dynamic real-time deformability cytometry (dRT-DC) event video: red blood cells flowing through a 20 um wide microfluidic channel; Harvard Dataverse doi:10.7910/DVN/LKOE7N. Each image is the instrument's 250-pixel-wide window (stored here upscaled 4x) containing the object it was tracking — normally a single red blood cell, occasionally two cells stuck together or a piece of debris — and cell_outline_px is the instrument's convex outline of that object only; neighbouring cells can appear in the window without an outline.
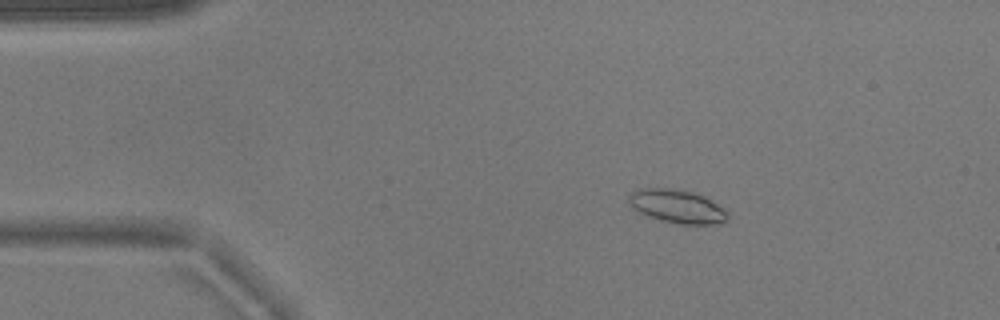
{"species": "common noctule bat (a hibernating species)", "species_latin": "Nyctalus noctula", "temperature_condition": "warm", "stored_images_in_passage": 54, "camera_frame_rate_fps": 3000, "um_per_image_px": 0.085, "animal": {"sex": "male", "body_mass_g": 17.9}, "frame": {"image": 1, "passage_image": 10, "time_ms": 3.0, "image_size_px": [1000, 320], "cell_outline_px": [[728, 220], [716, 224], [680, 224], [648, 216], [632, 208], [628, 200], [628, 196], [632, 192], [644, 188], [676, 188], [692, 192], [704, 196], [724, 208], [728, 212]], "centroid_in_image_um": [57.58, 17.53], "position_along_channel_um": 27.4, "area_um2": 19.19}}
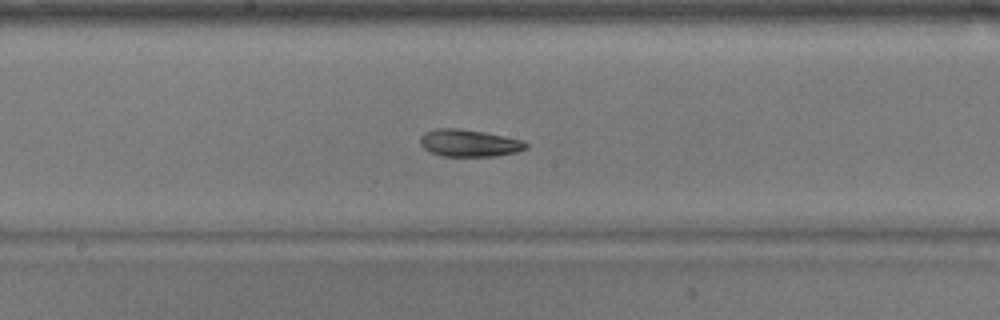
{"frame": {"image": 2, "passage_image": 29, "time_ms": 9.333, "image_size_px": [1000, 320], "cell_outline_px": [[528, 148], [516, 152], [496, 156], [444, 156], [432, 152], [424, 148], [420, 144], [420, 136], [424, 132], [436, 128], [460, 128], [484, 132], [524, 140], [528, 144]], "centroid_in_image_um": [39.89, 12.15], "position_along_channel_um": 208.3, "area_um2": 16.82}}
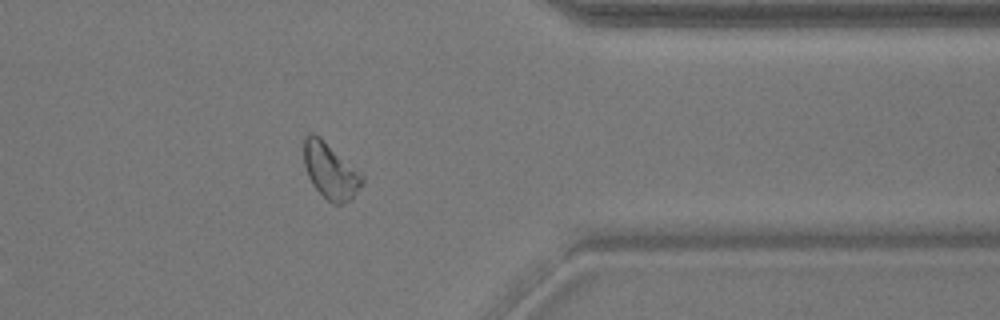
{"frame": {"image": 3, "passage_image": 44, "time_ms": 14.333, "image_size_px": [1000, 320], "cell_outline_px": [[364, 184], [352, 200], [340, 204], [332, 204], [312, 184], [308, 176], [304, 164], [304, 136], [308, 132], [312, 132], [320, 136], [364, 176]], "centroid_in_image_um": [28.09, 14.52], "position_along_channel_um": 383.3, "area_um2": 19.07}, "authors_computed_cell_mechanics": {"area_um2": 18.2937, "velocity_mm_per_s": 3.774, "shape_relaxation_time_tau1_ms": 2.5657, "shape_relaxation_time_tau2_ms": 7.8918, "deformation_change_tau1": 0.0734, "deformation_change_tau2": 0.1482}}